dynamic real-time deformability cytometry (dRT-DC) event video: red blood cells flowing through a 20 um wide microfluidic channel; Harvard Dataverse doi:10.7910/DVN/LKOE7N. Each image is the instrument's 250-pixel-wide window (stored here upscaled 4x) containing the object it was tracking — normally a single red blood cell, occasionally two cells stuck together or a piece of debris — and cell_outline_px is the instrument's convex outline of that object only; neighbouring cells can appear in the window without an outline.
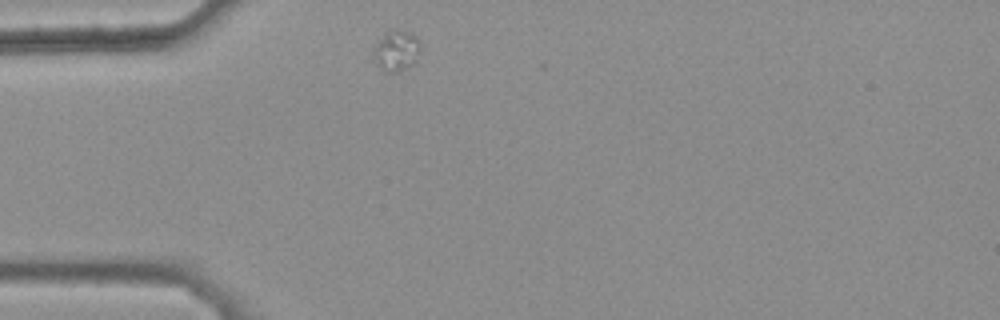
{"species": "common noctule bat (a hibernating species)", "species_latin": "Nyctalus noctula", "temperature_condition": "warm", "stored_images_in_passage": 38, "camera_frame_rate_fps": 3000, "um_per_image_px": 0.085, "animal": {"sex": "female", "body_mass_g": 25.1}, "frame": {"image": 1, "passage_image": 1, "time_ms": 0.0, "image_size_px": [1000, 320], "cell_outline_px": [[420, 52], [416, 60], [412, 64], [400, 72], [384, 72], [376, 64], [372, 52], [376, 44], [388, 32], [396, 28], [412, 32], [420, 40]], "centroid_in_image_um": [33.72, 4.31], "position_along_channel_um": 51.3, "area_um2": 11.27}}